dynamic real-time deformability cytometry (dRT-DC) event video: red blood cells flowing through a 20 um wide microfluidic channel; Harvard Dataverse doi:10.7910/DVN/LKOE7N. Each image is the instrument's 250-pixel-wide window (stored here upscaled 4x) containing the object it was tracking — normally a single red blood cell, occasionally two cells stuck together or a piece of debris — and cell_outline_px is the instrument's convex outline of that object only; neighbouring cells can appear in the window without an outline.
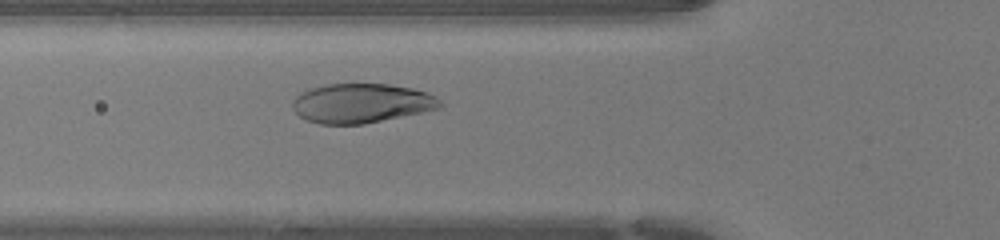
{"species": "human", "species_latin": "Homo sapiens", "temperature_condition": "warm", "stored_images_in_passage": 31, "camera_frame_rate_fps": 3000, "um_per_image_px": 0.085, "donor": {"sex": "female"}, "frame": {"image": 1, "passage_image": 8, "time_ms": 2.333, "image_size_px": [1000, 240], "cell_outline_px": [[444, 104], [440, 108], [364, 124], [320, 124], [308, 120], [300, 116], [292, 108], [292, 100], [300, 92], [308, 88], [328, 84], [388, 84], [412, 88], [436, 96]], "centroid_in_image_um": [30.69, 8.77], "position_along_channel_um": 95.1, "area_um2": 33.81}}
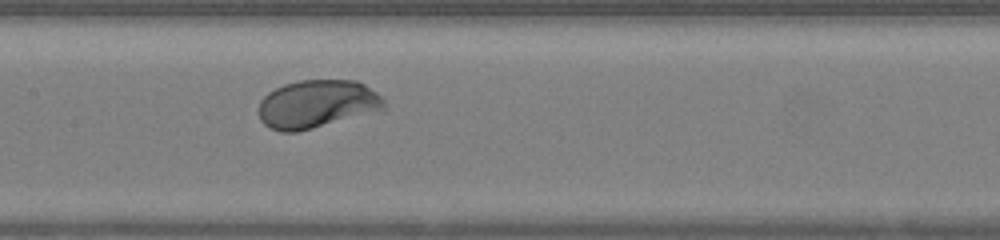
{"frame": {"image": 2, "passage_image": 14, "time_ms": 4.333, "image_size_px": [1000, 240], "cell_outline_px": [[384, 108], [312, 128], [296, 132], [280, 132], [264, 124], [260, 120], [260, 100], [268, 92], [284, 84], [300, 80], [356, 80], [364, 84], [376, 92], [384, 100]], "centroid_in_image_um": [26.89, 8.82], "position_along_channel_um": 180.5, "area_um2": 34.51}}
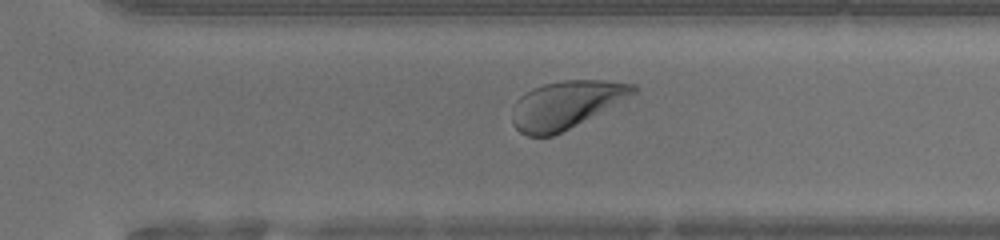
{"frame": {"image": 3, "passage_image": 24, "time_ms": 7.667, "image_size_px": [1000, 240], "cell_outline_px": [[636, 92], [568, 128], [552, 136], [528, 136], [520, 132], [512, 124], [512, 108], [516, 100], [520, 96], [532, 88], [544, 84], [560, 80], [604, 80], [636, 84]], "centroid_in_image_um": [48.02, 8.88], "position_along_channel_um": 322.6, "area_um2": 32.89}, "authors_computed_cell_mechanics": {"area_um2": 34.7378, "velocity_mm_per_s": 4.2739, "shape_relaxation_time_tau1_ms": 1.3416, "shape_relaxation_time_tau2_ms": 2.6074, "deformation_change_tau1": 0.1232, "deformation_change_tau2": 0.0716}}